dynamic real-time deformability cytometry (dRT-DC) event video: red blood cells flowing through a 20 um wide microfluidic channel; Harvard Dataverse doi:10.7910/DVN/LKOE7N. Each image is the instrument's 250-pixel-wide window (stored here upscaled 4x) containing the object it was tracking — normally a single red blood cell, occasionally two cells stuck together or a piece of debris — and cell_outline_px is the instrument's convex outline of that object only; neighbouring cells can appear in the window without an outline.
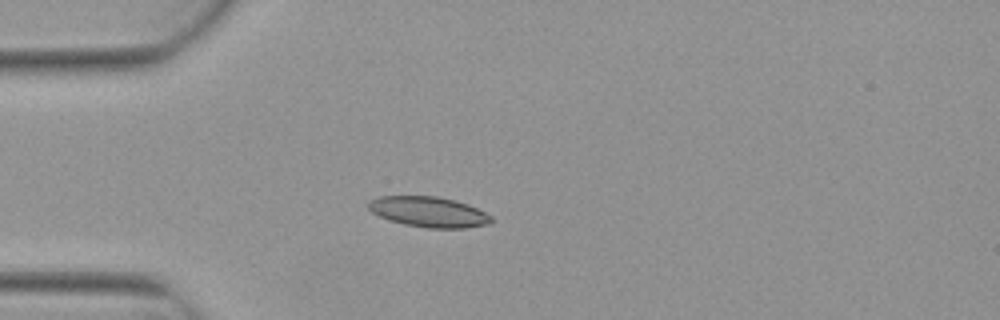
{"species": "Egyptian fruit bat (a non-hibernating species)", "species_latin": "Rousettus aegyptiacus", "temperature_condition": "warm", "stored_images_in_passage": 3, "camera_frame_rate_fps": 3000, "um_per_image_px": 0.085, "animal": {"sex": "female"}, "frame": {"image": 1, "passage_image": 2, "time_ms": 0.333, "image_size_px": [1000, 320], "cell_outline_px": [[492, 220], [488, 224], [464, 228], [428, 228], [404, 224], [388, 220], [372, 212], [364, 204], [368, 200], [380, 196], [436, 196], [456, 200], [468, 204], [492, 216]], "centroid_in_image_um": [36.39, 18.0], "position_along_channel_um": 48.6, "area_um2": 21.91}}